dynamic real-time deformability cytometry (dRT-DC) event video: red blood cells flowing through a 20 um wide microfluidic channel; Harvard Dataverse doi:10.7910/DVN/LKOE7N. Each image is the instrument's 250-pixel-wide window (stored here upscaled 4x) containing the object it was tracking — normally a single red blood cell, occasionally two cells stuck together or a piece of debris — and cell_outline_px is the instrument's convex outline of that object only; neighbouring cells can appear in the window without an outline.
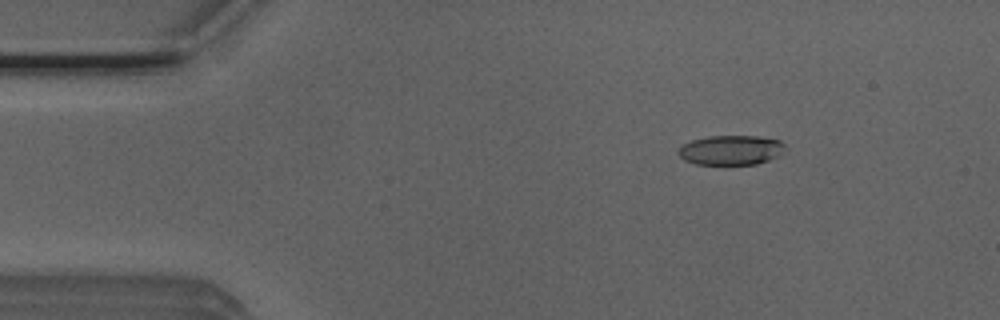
{"species": "Egyptian fruit bat (a non-hibernating species)", "species_latin": "Rousettus aegyptiacus", "temperature_condition": "room temperature", "stored_images_in_passage": 52, "camera_frame_rate_fps": 3000, "um_per_image_px": 0.085, "animal": {"sex": "male"}, "frame": {"image": 1, "passage_image": 7, "time_ms": 2.0, "image_size_px": [1000, 320], "cell_outline_px": [[784, 144], [780, 156], [756, 164], [696, 164], [684, 160], [676, 152], [684, 144], [692, 140], [708, 136], [760, 136], [780, 140]], "centroid_in_image_um": [62.12, 12.75], "position_along_channel_um": 22.9, "area_um2": 18.38}}
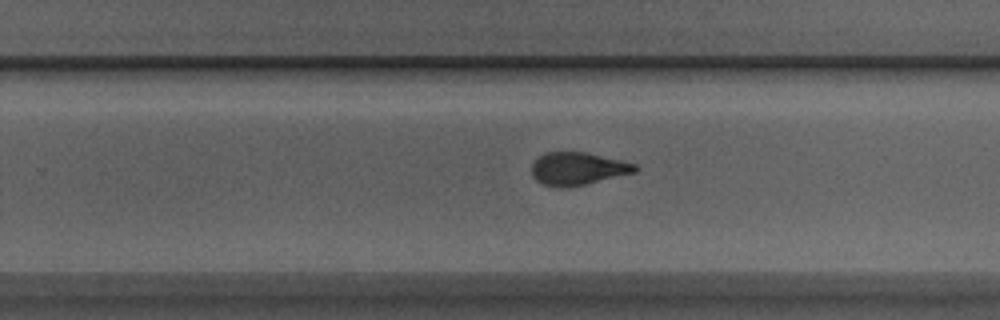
{"frame": {"image": 2, "passage_image": 32, "time_ms": 10.333, "image_size_px": [1000, 320], "cell_outline_px": [[640, 168], [636, 172], [568, 188], [556, 188], [540, 184], [532, 176], [532, 164], [544, 152], [584, 152], [620, 160], [636, 164]], "centroid_in_image_um": [49.09, 14.36], "position_along_channel_um": 280.7, "area_um2": 19.83}}
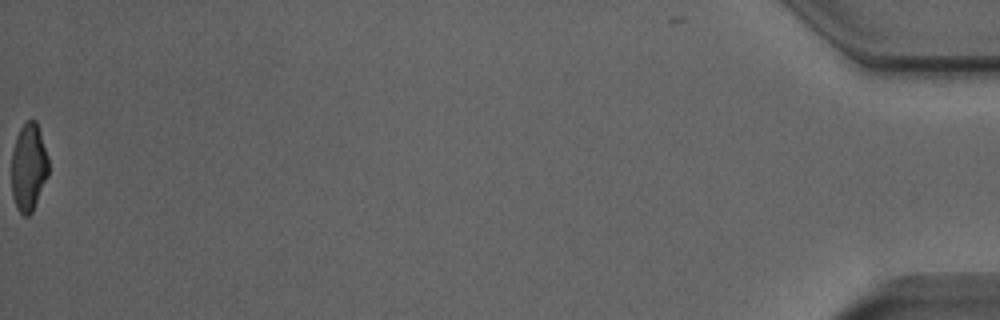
{"frame": {"image": 3, "passage_image": 52, "time_ms": 17.0, "image_size_px": [1000, 320], "cell_outline_px": [[48, 176], [32, 212], [28, 216], [24, 216], [16, 208], [12, 196], [12, 152], [16, 136], [20, 128], [28, 120], [36, 120], [48, 156]], "centroid_in_image_um": [2.43, 14.23], "position_along_channel_um": 432.8, "area_um2": 18.9}, "authors_computed_cell_mechanics": {"area_um2": 19.941, "velocity_mm_per_s": 3.9306, "shape_relaxation_time_tau1_ms": 6.0646, "shape_relaxation_time_tau2_ms": 1.5569, "deformation_change_tau1": 0.2087, "deformation_change_tau2": 0.0891}}